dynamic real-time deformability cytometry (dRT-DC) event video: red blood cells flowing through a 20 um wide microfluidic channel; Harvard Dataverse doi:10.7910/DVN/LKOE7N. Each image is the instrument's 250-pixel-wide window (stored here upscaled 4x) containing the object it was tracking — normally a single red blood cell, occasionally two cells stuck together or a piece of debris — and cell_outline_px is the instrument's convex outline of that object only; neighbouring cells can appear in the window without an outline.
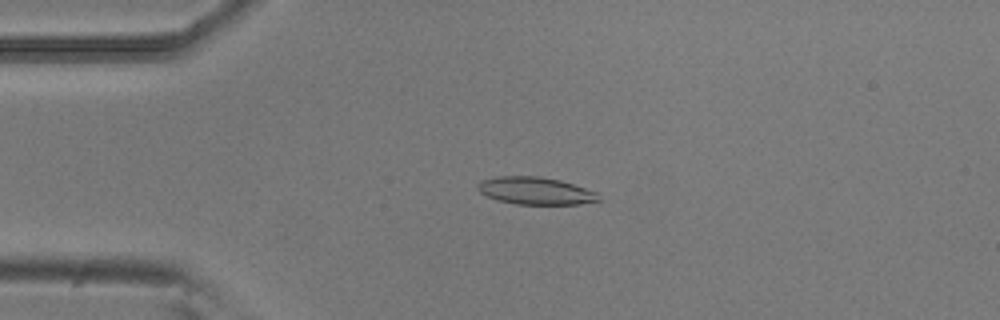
{"species": "common noctule bat (a hibernating species)", "species_latin": "Nyctalus noctula", "temperature_condition": "room temperature", "stored_images_in_passage": 53, "camera_frame_rate_fps": 3000, "um_per_image_px": 0.085, "animal": {"sex": "male", "body_mass_g": 20.5, "forearm_length_mm": 52.5}, "frame": {"image": 1, "passage_image": 12, "time_ms": 3.667, "image_size_px": [1000, 320], "cell_outline_px": [[604, 200], [580, 204], [516, 204], [496, 200], [480, 192], [476, 188], [480, 180], [496, 176], [540, 176], [560, 180], [600, 192]], "centroid_in_image_um": [45.58, 16.22], "position_along_channel_um": 39.4, "area_um2": 19.71}}
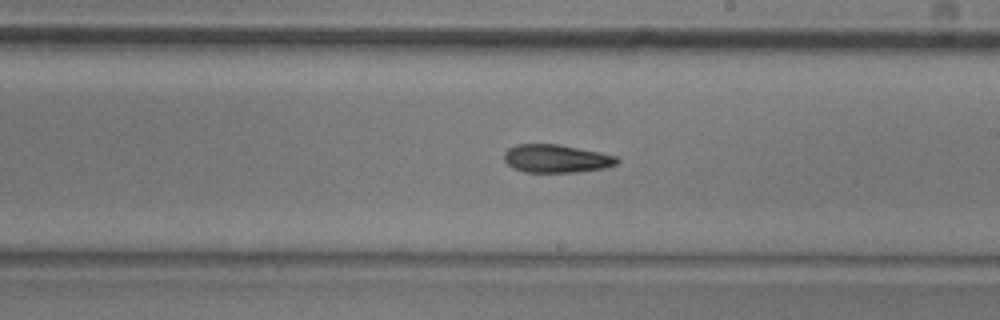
{"frame": {"image": 2, "passage_image": 30, "time_ms": 9.667, "image_size_px": [1000, 320], "cell_outline_px": [[620, 160], [616, 164], [608, 168], [580, 172], [524, 172], [512, 168], [504, 160], [504, 152], [508, 148], [516, 144], [556, 144], [600, 152], [616, 156]], "centroid_in_image_um": [47.29, 13.49], "position_along_channel_um": 241.7, "area_um2": 18.67}}
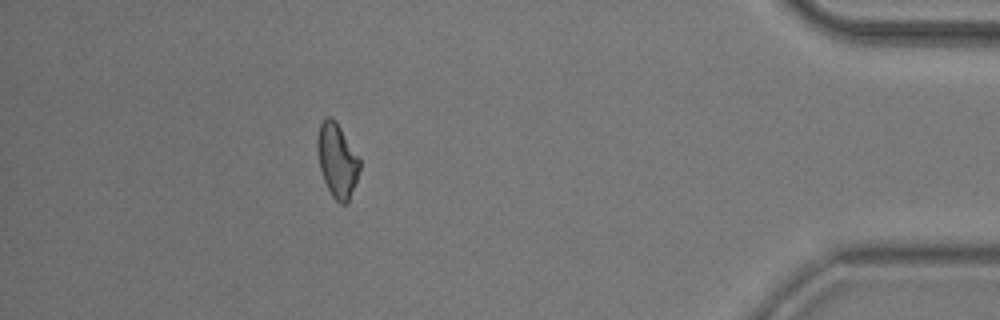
{"frame": {"image": 3, "passage_image": 47, "time_ms": 15.333, "image_size_px": [1000, 320], "cell_outline_px": [[360, 168], [356, 180], [348, 200], [344, 204], [340, 204], [332, 196], [324, 180], [320, 168], [316, 148], [316, 140], [320, 124], [328, 116], [336, 120], [360, 160]], "centroid_in_image_um": [28.63, 13.61], "position_along_channel_um": 406.6, "area_um2": 17.92}, "authors_computed_cell_mechanics": {"area_um2": 18.9584, "velocity_mm_per_s": 3.8036, "shape_relaxation_time_tau1_ms": 6.6958, "shape_relaxation_time_tau2_ms": 4.0432, "deformation_change_tau1": 0.1615, "deformation_change_tau2": 0.1125}}